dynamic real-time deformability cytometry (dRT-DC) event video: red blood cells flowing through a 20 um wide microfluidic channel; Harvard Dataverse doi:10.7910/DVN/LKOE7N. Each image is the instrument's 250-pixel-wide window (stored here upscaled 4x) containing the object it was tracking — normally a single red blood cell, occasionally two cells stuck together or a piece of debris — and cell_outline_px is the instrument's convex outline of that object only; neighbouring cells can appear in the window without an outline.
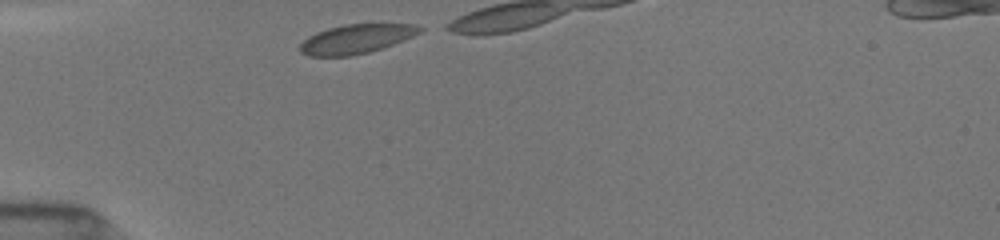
{"species": "common noctule bat (a hibernating species)", "species_latin": "Nyctalus noctula", "temperature_condition": "room temperature", "stored_images_in_passage": 1, "camera_frame_rate_fps": 3000, "um_per_image_px": 0.085, "animal": {"sex": "female", "body_mass_g": 19.5, "forearm_length_mm": 54.1}, "frame": {"image": 1, "passage_image": 1, "time_ms": 0.0, "image_size_px": [1000, 240], "cell_outline_px": [[424, 28], [420, 32], [412, 36], [392, 44], [368, 52], [352, 56], [308, 56], [300, 52], [300, 44], [308, 36], [316, 32], [328, 28], [344, 24], [416, 24]], "centroid_in_image_um": [30.24, 3.31], "position_along_channel_um": 54.8, "area_um2": 20.23}}